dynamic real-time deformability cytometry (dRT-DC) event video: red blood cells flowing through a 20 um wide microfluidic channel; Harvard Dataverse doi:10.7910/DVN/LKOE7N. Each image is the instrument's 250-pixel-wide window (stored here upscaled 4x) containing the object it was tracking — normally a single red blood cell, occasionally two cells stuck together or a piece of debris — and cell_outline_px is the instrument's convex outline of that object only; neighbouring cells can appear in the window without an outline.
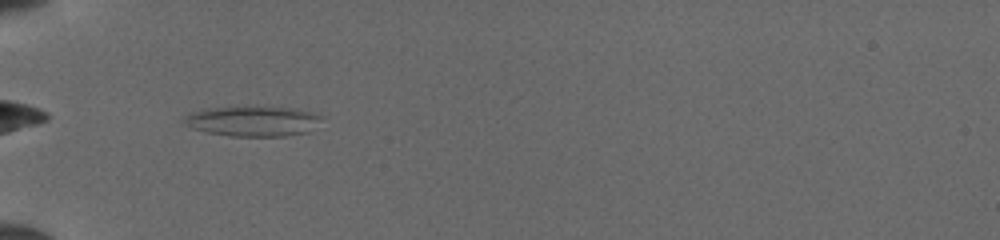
{"species": "common noctule bat (a hibernating species)", "species_latin": "Nyctalus noctula", "temperature_condition": "cold", "stored_images_in_passage": 36, "camera_frame_rate_fps": 3000, "um_per_image_px": 0.085, "animal": {"sex": "female", "body_mass_g": 19.5, "forearm_length_mm": 54.1}, "frame": {"image": 1, "passage_image": 3, "time_ms": 0.667, "image_size_px": [1000, 240], "cell_outline_px": [[324, 116], [308, 132], [284, 136], [232, 136], [208, 132], [192, 128], [180, 124], [180, 120], [184, 116], [192, 112], [204, 108], [236, 104], [296, 108]], "centroid_in_image_um": [21.39, 10.25], "position_along_channel_um": 63.6, "area_um2": 25.2}}
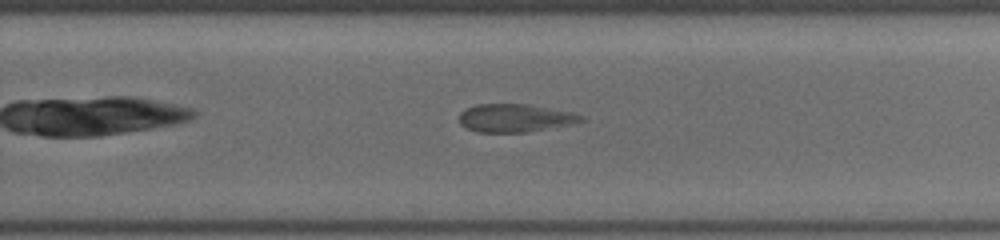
{"frame": {"image": 2, "passage_image": 20, "time_ms": 6.333, "image_size_px": [1000, 240], "cell_outline_px": [[584, 120], [568, 124], [524, 132], [476, 132], [464, 128], [460, 124], [460, 112], [464, 108], [476, 104], [528, 104], [572, 112], [584, 116]], "centroid_in_image_um": [43.7, 10.02], "position_along_channel_um": 286.1, "area_um2": 19.83}}
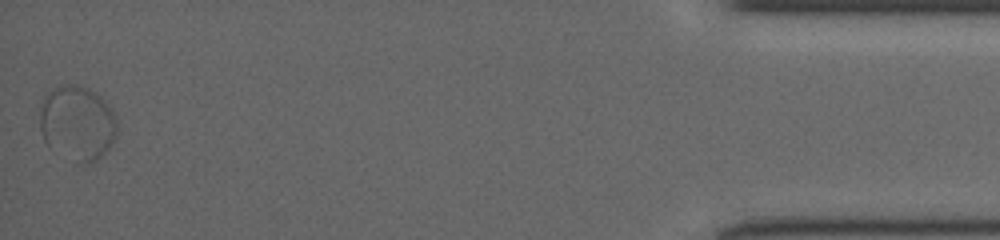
{"frame": {"image": 3, "passage_image": 36, "time_ms": 11.667, "image_size_px": [1000, 240], "cell_outline_px": [[116, 136], [112, 144], [96, 160], [88, 164], [76, 164], [48, 144], [44, 140], [40, 128], [40, 104], [44, 92], [60, 84], [68, 84], [88, 88], [96, 92], [104, 100], [112, 112], [116, 120]], "centroid_in_image_um": [6.54, 10.44], "position_along_channel_um": 428.7, "area_um2": 33.81}}